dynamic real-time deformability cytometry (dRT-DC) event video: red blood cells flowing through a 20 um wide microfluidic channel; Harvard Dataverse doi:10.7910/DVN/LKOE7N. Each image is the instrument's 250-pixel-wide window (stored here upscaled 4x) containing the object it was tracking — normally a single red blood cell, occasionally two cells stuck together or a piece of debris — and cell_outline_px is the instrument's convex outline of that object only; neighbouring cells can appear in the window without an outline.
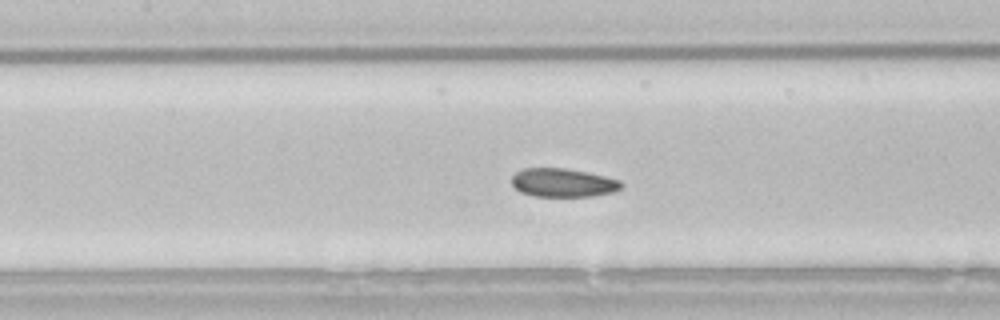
{"species": "common noctule bat (a hibernating species)", "species_latin": "Nyctalus noctula", "temperature_condition": "room temperature", "stored_images_in_passage": 54, "camera_frame_rate_fps": 3000, "um_per_image_px": 0.085, "animal": {"sex": "male", "body_mass_g": 21.5, "forearm_length_mm": 52.0}, "frame": {"image": 1, "passage_image": 24, "time_ms": 7.667, "image_size_px": [1000, 320], "cell_outline_px": [[624, 184], [620, 188], [612, 192], [592, 196], [532, 196], [520, 192], [512, 184], [512, 176], [516, 172], [524, 168], [564, 168], [588, 172], [620, 180]], "centroid_in_image_um": [47.84, 15.52], "position_along_channel_um": 159.6, "area_um2": 18.21}, "authors_computed_cell_mechanics": {"area_um2": 18.9584, "velocity_mm_per_s": 3.8096, "shape_relaxation_time_tau1_ms": 4.9791, "shape_relaxation_time_tau2_ms": 2.0785, "deformation_change_tau1": 0.0812, "deformation_change_tau2": 0.043}}